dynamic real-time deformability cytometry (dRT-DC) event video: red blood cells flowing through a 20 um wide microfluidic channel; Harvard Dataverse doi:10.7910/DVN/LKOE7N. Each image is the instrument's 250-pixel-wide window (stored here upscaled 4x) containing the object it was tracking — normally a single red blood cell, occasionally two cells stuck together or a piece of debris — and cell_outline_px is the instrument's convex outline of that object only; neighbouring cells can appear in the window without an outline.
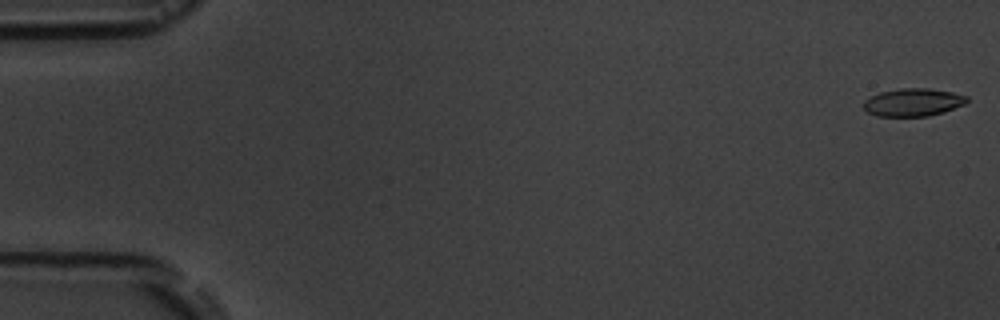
{"species": "common noctule bat (a hibernating species)", "species_latin": "Nyctalus noctula", "temperature_condition": "room temperature", "stored_images_in_passage": 8, "camera_frame_rate_fps": 3000, "um_per_image_px": 0.085, "animal": {"sex": "male", "body_mass_g": 19.5, "forearm_length_mm": 54.6}, "frame": {"image": 1, "passage_image": 1, "time_ms": 0.0, "image_size_px": [1000, 320], "cell_outline_px": [[968, 100], [964, 104], [944, 112], [928, 116], [876, 116], [868, 112], [864, 108], [864, 100], [880, 92], [900, 88], [928, 88], [952, 92], [968, 96]], "centroid_in_image_um": [77.62, 8.69], "position_along_channel_um": 7.4, "area_um2": 16.7}}
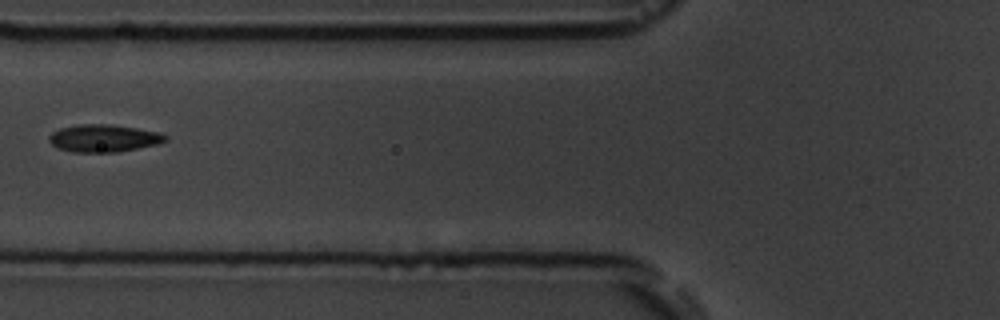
{"frame": {"image": 2, "passage_image": 7, "time_ms": 7.0, "image_size_px": [1000, 320], "cell_outline_px": [[168, 140], [160, 144], [116, 152], [72, 152], [56, 148], [48, 140], [48, 136], [52, 132], [60, 128], [76, 124], [108, 124], [136, 128], [160, 132], [168, 136]], "centroid_in_image_um": [8.81, 11.75], "position_along_channel_um": 117.0, "area_um2": 18.84}}
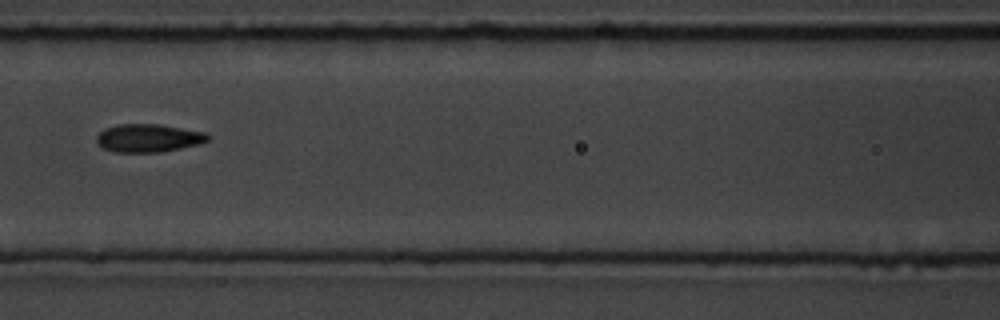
{"frame": {"image": 3, "passage_image": 8, "time_ms": 8.0, "image_size_px": [1000, 320], "cell_outline_px": [[212, 136], [208, 140], [200, 144], [160, 152], [112, 152], [104, 148], [96, 140], [96, 136], [104, 128], [116, 124], [160, 124], [204, 132]], "centroid_in_image_um": [12.62, 11.73], "position_along_channel_um": 154.0, "area_um2": 18.26}}